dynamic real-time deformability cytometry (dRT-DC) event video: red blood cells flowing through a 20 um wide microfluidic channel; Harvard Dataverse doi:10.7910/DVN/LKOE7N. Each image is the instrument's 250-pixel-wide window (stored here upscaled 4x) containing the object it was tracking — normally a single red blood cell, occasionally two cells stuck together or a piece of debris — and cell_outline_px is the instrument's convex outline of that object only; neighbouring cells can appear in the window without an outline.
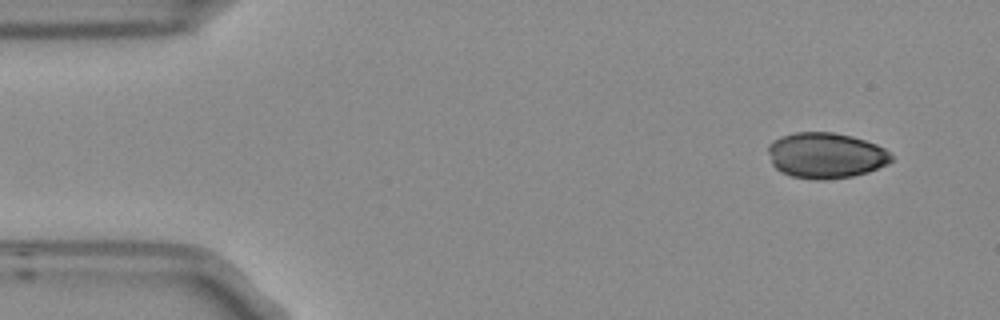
{"species": "Egyptian fruit bat (a non-hibernating species)", "species_latin": "Rousettus aegyptiacus", "temperature_condition": "room temperature", "stored_images_in_passage": 3, "camera_frame_rate_fps": 3000, "um_per_image_px": 0.085, "frame": {"image": 1, "passage_image": 1, "time_ms": 0.0, "image_size_px": [1000, 320], "cell_outline_px": [[892, 160], [888, 164], [868, 172], [852, 176], [824, 180], [816, 180], [792, 176], [780, 172], [772, 164], [768, 152], [768, 144], [772, 140], [780, 136], [796, 132], [832, 132], [852, 136], [876, 144], [884, 148], [892, 156]], "centroid_in_image_um": [70.17, 13.21], "position_along_channel_um": 14.8, "area_um2": 32.95}}
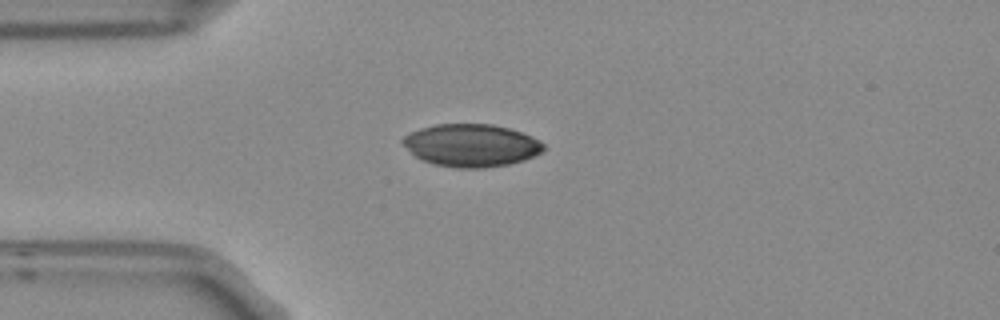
{"frame": {"image": 2, "passage_image": 3, "time_ms": 0.667, "image_size_px": [1000, 320], "cell_outline_px": [[544, 148], [536, 156], [524, 160], [508, 164], [484, 168], [456, 168], [432, 164], [416, 156], [400, 140], [404, 136], [420, 128], [436, 124], [492, 124], [508, 128], [532, 136], [540, 140], [544, 144]], "centroid_in_image_um": [40.08, 12.36], "position_along_channel_um": 44.9, "area_um2": 34.85}}